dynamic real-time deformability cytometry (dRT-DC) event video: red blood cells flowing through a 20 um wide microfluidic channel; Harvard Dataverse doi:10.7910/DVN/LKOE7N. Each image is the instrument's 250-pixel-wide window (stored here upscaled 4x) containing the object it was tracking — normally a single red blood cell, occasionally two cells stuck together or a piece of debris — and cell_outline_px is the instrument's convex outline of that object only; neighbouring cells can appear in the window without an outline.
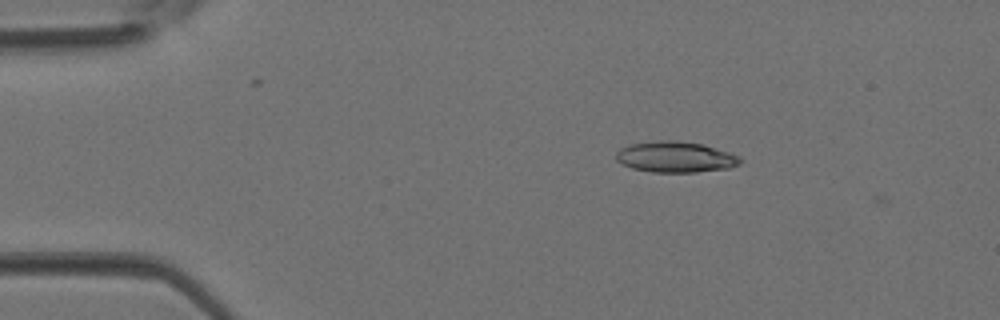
{"species": "Egyptian fruit bat (a non-hibernating species)", "species_latin": "Rousettus aegyptiacus", "temperature_condition": "room temperature", "stored_images_in_passage": 3, "camera_frame_rate_fps": 3000, "um_per_image_px": 0.085, "animal": {"sex": "female"}, "frame": {"image": 1, "passage_image": 2, "time_ms": 0.333, "image_size_px": [1000, 320], "cell_outline_px": [[740, 164], [728, 168], [696, 172], [652, 172], [632, 168], [616, 160], [616, 152], [620, 148], [628, 144], [664, 140], [676, 140], [704, 144], [740, 156]], "centroid_in_image_um": [57.4, 13.34], "position_along_channel_um": 27.6, "area_um2": 22.31}}